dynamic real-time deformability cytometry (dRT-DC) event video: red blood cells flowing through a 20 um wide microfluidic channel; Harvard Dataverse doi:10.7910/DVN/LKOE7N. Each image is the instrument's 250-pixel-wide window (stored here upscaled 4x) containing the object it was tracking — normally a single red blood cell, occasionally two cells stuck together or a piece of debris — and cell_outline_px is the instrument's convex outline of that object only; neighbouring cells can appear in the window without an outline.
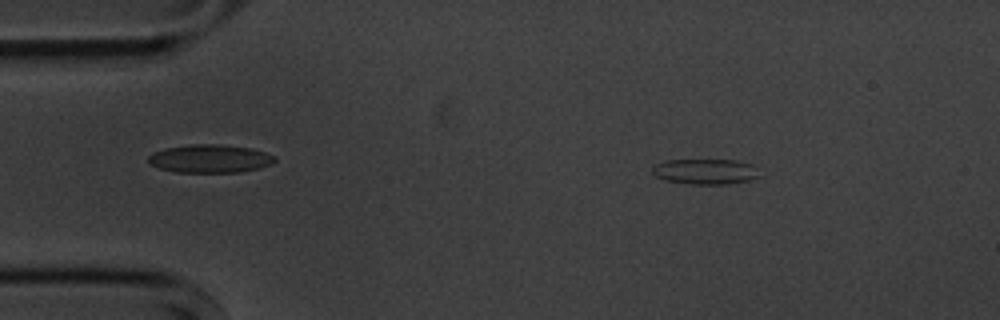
{"species": "common noctule bat (a hibernating species)", "species_latin": "Nyctalus noctula", "temperature_condition": "cold", "stored_images_in_passage": 55, "camera_frame_rate_fps": 3000, "um_per_image_px": 0.085, "animal": {"sex": "male", "body_mass_g": 20.1, "forearm_length_mm": 53.5}, "frame": {"image": 1, "passage_image": 8, "time_ms": 2.333, "image_size_px": [1000, 320], "cell_outline_px": [[760, 176], [748, 180], [728, 184], [692, 184], [664, 180], [656, 176], [652, 172], [652, 168], [656, 164], [664, 160], [736, 160], [752, 164]], "centroid_in_image_um": [59.93, 14.58], "position_along_channel_um": 25.1, "area_um2": 15.78}}
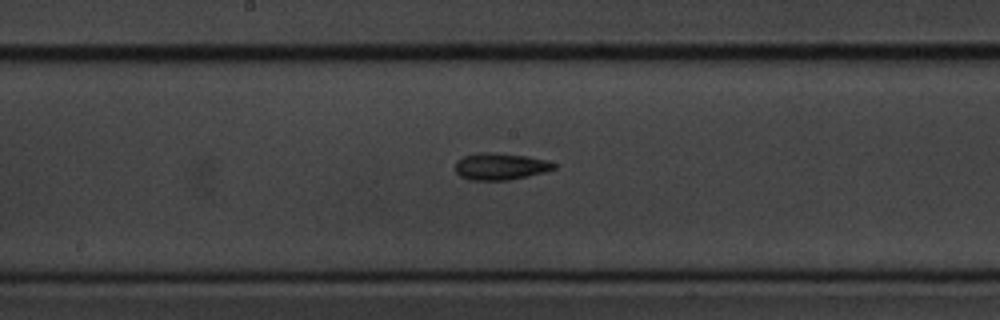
{"frame": {"image": 2, "passage_image": 28, "time_ms": 9.0, "image_size_px": [1000, 320], "cell_outline_px": [[556, 168], [544, 172], [528, 176], [508, 180], [468, 180], [460, 176], [456, 172], [456, 160], [464, 156], [476, 152], [496, 152], [528, 156], [548, 160], [556, 164]], "centroid_in_image_um": [42.53, 14.13], "position_along_channel_um": 205.7, "area_um2": 15.66}}
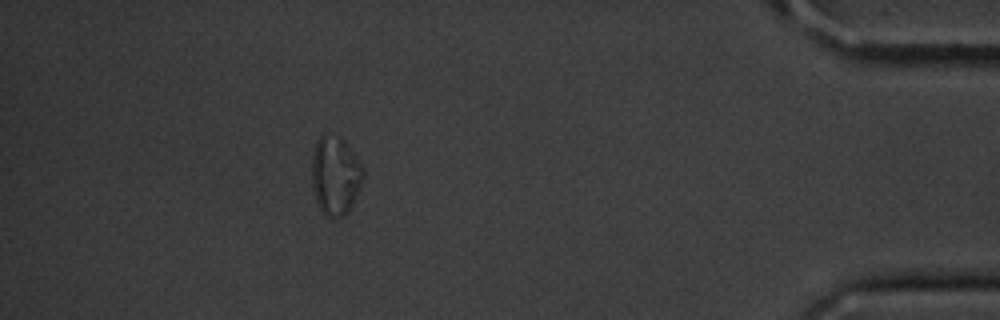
{"frame": {"image": 3, "passage_image": 49, "time_ms": 16.0, "image_size_px": [1000, 320], "cell_outline_px": [[364, 176], [356, 196], [348, 212], [344, 216], [332, 220], [320, 208], [316, 200], [312, 188], [312, 156], [316, 144], [320, 136], [324, 132], [344, 140], [348, 144], [356, 156], [364, 172]], "centroid_in_image_um": [28.5, 14.93], "position_along_channel_um": 406.7, "area_um2": 23.52}, "authors_computed_cell_mechanics": {"area_um2": 15.7794, "velocity_mm_per_s": 3.6167, "shape_relaxation_time_tau1_ms": null, "shape_relaxation_time_tau2_ms": 4.7673, "deformation_change_tau1": null, "deformation_change_tau2": 0.1327}}